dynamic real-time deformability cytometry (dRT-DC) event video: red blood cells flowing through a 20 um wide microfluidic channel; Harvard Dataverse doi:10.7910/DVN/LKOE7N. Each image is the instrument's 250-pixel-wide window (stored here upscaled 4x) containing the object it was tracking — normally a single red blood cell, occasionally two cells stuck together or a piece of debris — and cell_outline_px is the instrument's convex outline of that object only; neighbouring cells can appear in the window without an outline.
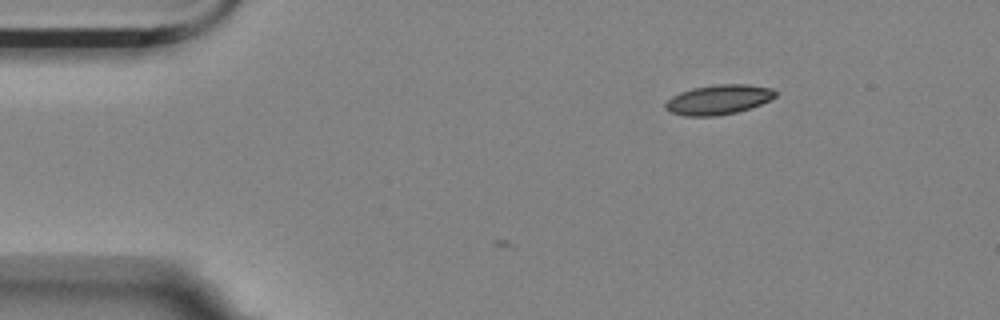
{"species": "Egyptian fruit bat (a non-hibernating species)", "species_latin": "Rousettus aegyptiacus", "temperature_condition": "room temperature", "stored_images_in_passage": 9, "camera_frame_rate_fps": 3000, "um_per_image_px": 0.085, "animal": {"sex": "female"}, "frame": {"image": 1, "passage_image": 1, "time_ms": 0.0, "image_size_px": [1000, 320], "cell_outline_px": [[776, 96], [760, 104], [736, 112], [716, 116], [684, 116], [672, 112], [664, 108], [664, 104], [672, 96], [680, 92], [692, 88], [720, 84], [748, 84], [772, 88], [776, 92]], "centroid_in_image_um": [61.05, 8.46], "position_along_channel_um": 24.0, "area_um2": 18.9}}